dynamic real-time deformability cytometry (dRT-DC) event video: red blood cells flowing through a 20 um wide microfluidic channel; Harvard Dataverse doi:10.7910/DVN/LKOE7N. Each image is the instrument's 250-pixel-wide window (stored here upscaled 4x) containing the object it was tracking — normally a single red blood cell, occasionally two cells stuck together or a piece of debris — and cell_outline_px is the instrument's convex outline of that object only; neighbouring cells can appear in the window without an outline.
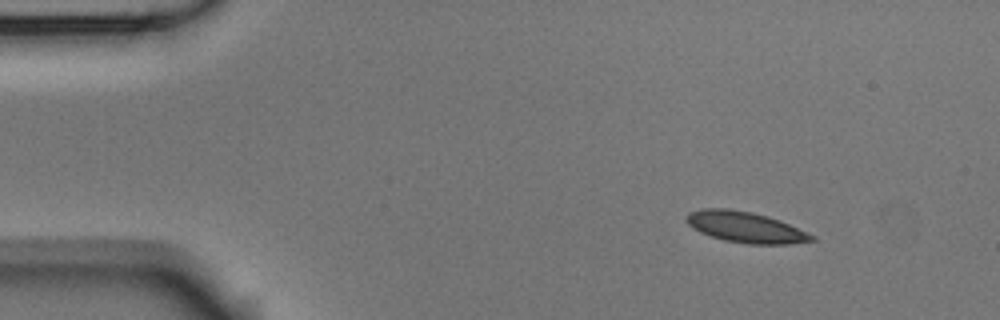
{"species": "Egyptian fruit bat (a non-hibernating species)", "species_latin": "Rousettus aegyptiacus", "temperature_condition": "room temperature", "stored_images_in_passage": 4, "camera_frame_rate_fps": 3000, "um_per_image_px": 0.085, "animal": {"sex": "male"}, "frame": {"image": 1, "passage_image": 1, "time_ms": 0.0, "image_size_px": [1000, 320], "cell_outline_px": [[816, 240], [788, 244], [748, 244], [724, 240], [700, 232], [692, 228], [684, 220], [684, 216], [688, 212], [700, 208], [728, 208], [752, 212], [768, 216], [780, 220], [816, 236]], "centroid_in_image_um": [63.33, 19.29], "position_along_channel_um": 21.7, "area_um2": 22.77}}
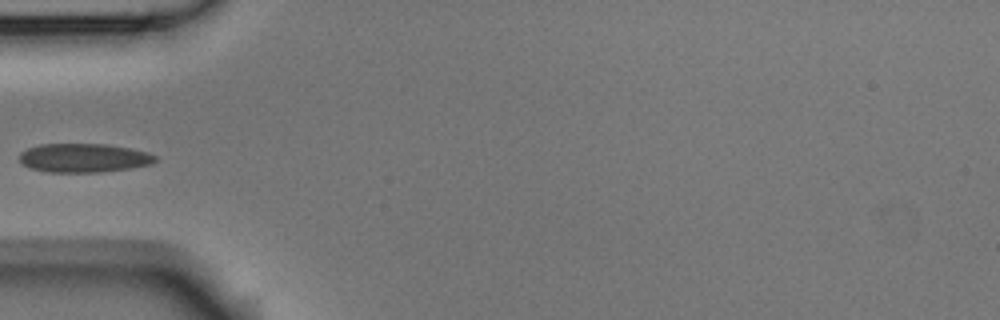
{"frame": {"image": 2, "passage_image": 4, "time_ms": 1.0, "image_size_px": [1000, 320], "cell_outline_px": [[156, 160], [152, 164], [132, 168], [100, 172], [48, 172], [32, 168], [24, 164], [20, 160], [20, 152], [28, 148], [40, 144], [104, 144], [128, 148], [148, 152], [156, 156]], "centroid_in_image_um": [7.14, 13.42], "position_along_channel_um": 77.9, "area_um2": 22.72}}